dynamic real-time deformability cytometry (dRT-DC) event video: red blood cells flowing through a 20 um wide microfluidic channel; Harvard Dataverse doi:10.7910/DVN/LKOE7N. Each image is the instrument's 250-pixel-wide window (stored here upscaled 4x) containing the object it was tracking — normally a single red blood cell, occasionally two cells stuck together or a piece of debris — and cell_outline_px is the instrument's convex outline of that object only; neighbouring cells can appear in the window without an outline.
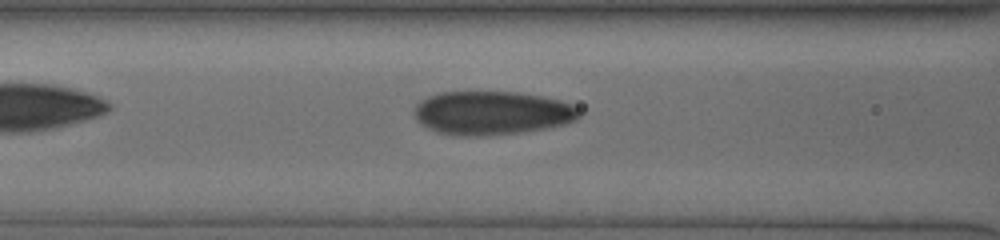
{"species": "human", "species_latin": "Homo sapiens", "temperature_condition": "cold", "stored_images_in_passage": 35, "camera_frame_rate_fps": 3000, "um_per_image_px": 0.085, "donor": {"sex": "male"}, "frame": {"image": 1, "passage_image": 10, "time_ms": 3.0, "image_size_px": [1000, 240], "cell_outline_px": [[580, 116], [576, 120], [564, 124], [544, 128], [520, 132], [484, 136], [456, 136], [436, 132], [428, 128], [416, 120], [416, 104], [428, 96], [444, 92], [516, 92], [540, 96], [560, 100], [580, 108]], "centroid_in_image_um": [41.82, 9.61], "position_along_channel_um": 124.8, "area_um2": 41.85}}
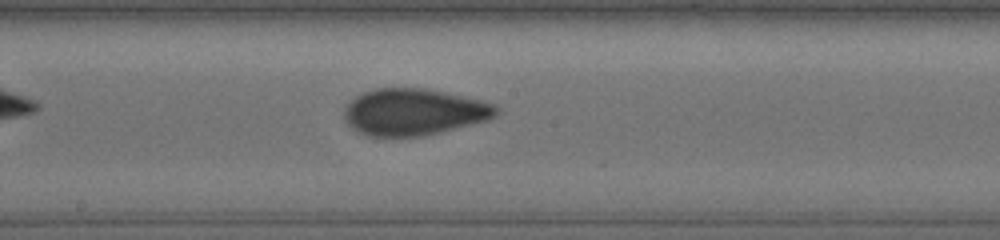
{"frame": {"image": 2, "passage_image": 17, "time_ms": 5.333, "image_size_px": [1000, 240], "cell_outline_px": [[500, 112], [496, 116], [488, 120], [424, 136], [368, 136], [352, 128], [344, 120], [344, 108], [356, 96], [364, 92], [376, 88], [420, 88], [444, 92], [492, 104]], "centroid_in_image_um": [35.14, 9.53], "position_along_channel_um": 213.1, "area_um2": 40.86}}
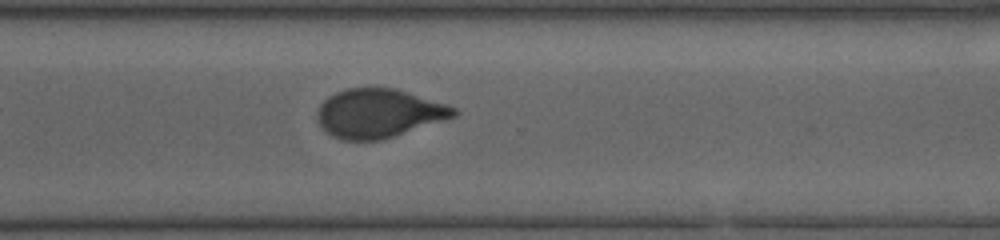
{"frame": {"image": 3, "passage_image": 27, "time_ms": 8.667, "image_size_px": [1000, 240], "cell_outline_px": [[460, 112], [456, 116], [380, 140], [340, 140], [332, 136], [320, 124], [320, 104], [328, 96], [336, 92], [348, 88], [396, 88], [456, 108]], "centroid_in_image_um": [32.2, 9.62], "position_along_channel_um": 338.4, "area_um2": 38.09}}